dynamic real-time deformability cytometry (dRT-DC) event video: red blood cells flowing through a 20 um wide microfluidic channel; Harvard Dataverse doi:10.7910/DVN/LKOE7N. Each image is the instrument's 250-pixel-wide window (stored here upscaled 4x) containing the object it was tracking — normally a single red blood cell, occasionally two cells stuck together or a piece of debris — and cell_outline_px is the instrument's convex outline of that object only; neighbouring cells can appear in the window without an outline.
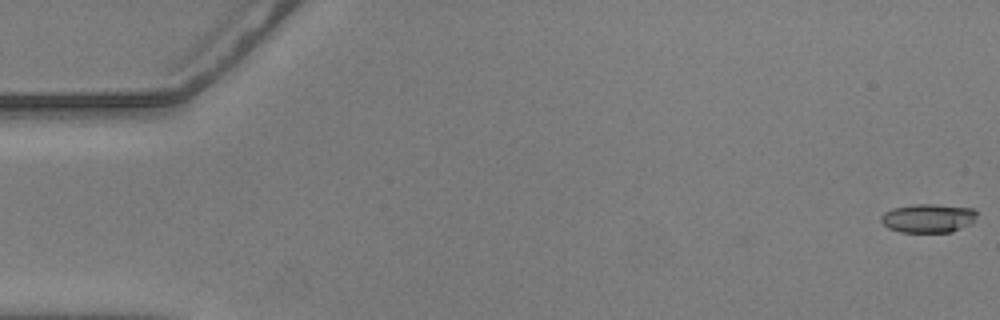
{"species": "common noctule bat (a hibernating species)", "species_latin": "Nyctalus noctula", "temperature_condition": "warm", "stored_images_in_passage": 10, "camera_frame_rate_fps": 3000, "um_per_image_px": 0.085, "animal": {"sex": "male", "body_mass_g": 20.5, "forearm_length_mm": 52.5}, "frame": {"image": 1, "passage_image": 1, "time_ms": 0.0, "image_size_px": [1000, 320], "cell_outline_px": [[976, 216], [972, 224], [952, 232], [900, 232], [888, 228], [880, 220], [880, 216], [884, 212], [892, 208], [912, 204], [936, 204], [972, 208], [976, 212]], "centroid_in_image_um": [78.88, 18.54], "position_along_channel_um": 6.1, "area_um2": 16.24}}